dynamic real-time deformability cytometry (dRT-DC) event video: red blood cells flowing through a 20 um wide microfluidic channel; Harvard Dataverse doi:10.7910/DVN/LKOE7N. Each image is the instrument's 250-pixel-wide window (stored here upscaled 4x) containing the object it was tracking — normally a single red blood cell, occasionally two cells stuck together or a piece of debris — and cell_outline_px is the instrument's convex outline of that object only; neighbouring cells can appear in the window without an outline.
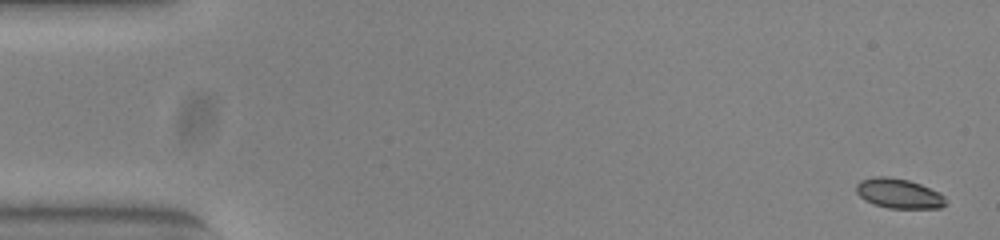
{"species": "common noctule bat (a hibernating species)", "species_latin": "Nyctalus noctula", "temperature_condition": "warm", "stored_images_in_passage": 53, "camera_frame_rate_fps": 3000, "um_per_image_px": 0.085, "animal": {"sex": "female", "body_mass_g": 23.0, "forearm_length_mm": 53.4}, "frame": {"image": 1, "passage_image": 1, "time_ms": 0.0, "image_size_px": [1000, 240], "cell_outline_px": [[948, 204], [940, 208], [888, 208], [872, 204], [864, 200], [856, 192], [856, 184], [860, 180], [872, 176], [888, 176], [908, 180], [920, 184], [940, 192], [944, 196]], "centroid_in_image_um": [76.39, 16.44], "position_along_channel_um": 8.6, "area_um2": 15.78}}
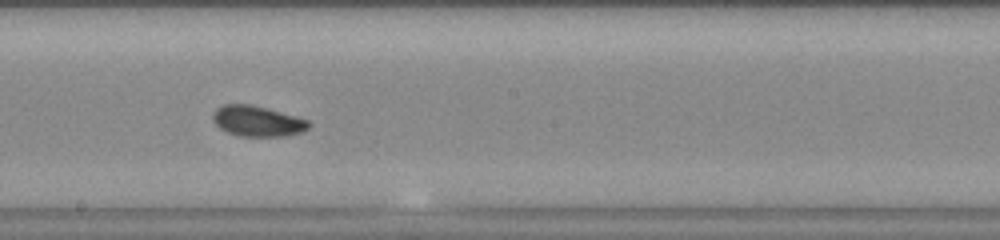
{"frame": {"image": 2, "passage_image": 29, "time_ms": 9.333, "image_size_px": [1000, 240], "cell_outline_px": [[312, 124], [308, 128], [300, 132], [284, 136], [240, 136], [228, 132], [220, 128], [212, 120], [212, 112], [216, 108], [224, 104], [252, 104], [268, 108], [296, 116], [308, 120]], "centroid_in_image_um": [21.86, 10.28], "position_along_channel_um": 226.3, "area_um2": 17.17}}
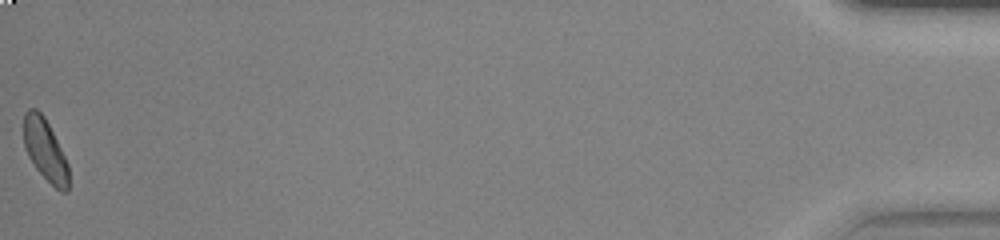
{"frame": {"image": 3, "passage_image": 53, "time_ms": 17.333, "image_size_px": [1000, 240], "cell_outline_px": [[68, 192], [60, 192], [36, 168], [28, 156], [24, 144], [24, 112], [28, 108], [36, 108], [44, 116], [68, 164]], "centroid_in_image_um": [3.82, 12.73], "position_along_channel_um": 431.4, "area_um2": 15.84}, "authors_computed_cell_mechanics": {"area_um2": 16.3574, "velocity_mm_per_s": 3.8571, "shape_relaxation_time_tau1_ms": 2.4296, "shape_relaxation_time_tau2_ms": 2.2284, "deformation_change_tau1": 0.1021, "deformation_change_tau2": 0.0729}}